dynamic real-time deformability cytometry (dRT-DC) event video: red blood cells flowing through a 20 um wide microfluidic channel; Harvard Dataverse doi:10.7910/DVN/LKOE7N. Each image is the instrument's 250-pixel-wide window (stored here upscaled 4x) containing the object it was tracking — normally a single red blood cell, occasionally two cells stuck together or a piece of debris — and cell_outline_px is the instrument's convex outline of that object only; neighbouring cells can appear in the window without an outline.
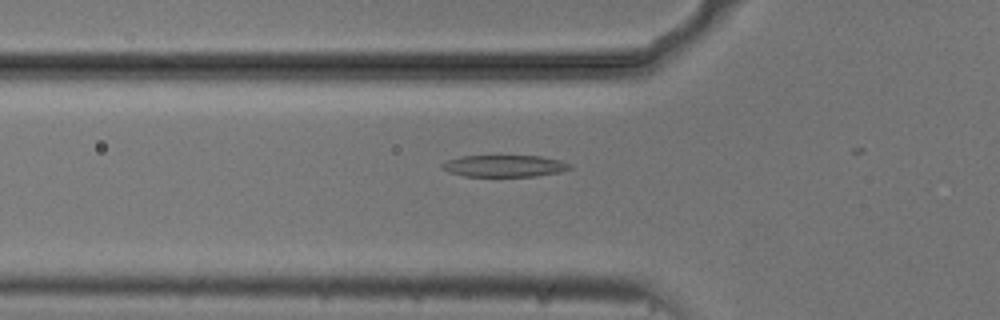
{"species": "common noctule bat (a hibernating species)", "species_latin": "Nyctalus noctula", "temperature_condition": "cold", "stored_images_in_passage": 6, "camera_frame_rate_fps": 3000, "um_per_image_px": 0.085, "animal": {"sex": "male", "body_mass_g": 20.5, "forearm_length_mm": 52.5}, "frame": {"image": 1, "passage_image": 2, "time_ms": 0.333, "image_size_px": [1000, 320], "cell_outline_px": [[572, 168], [560, 172], [536, 176], [464, 176], [448, 172], [440, 168], [440, 164], [448, 160], [460, 156], [540, 156], [560, 160], [572, 164]], "centroid_in_image_um": [42.86, 14.1], "position_along_channel_um": 82.9, "area_um2": 16.3}}
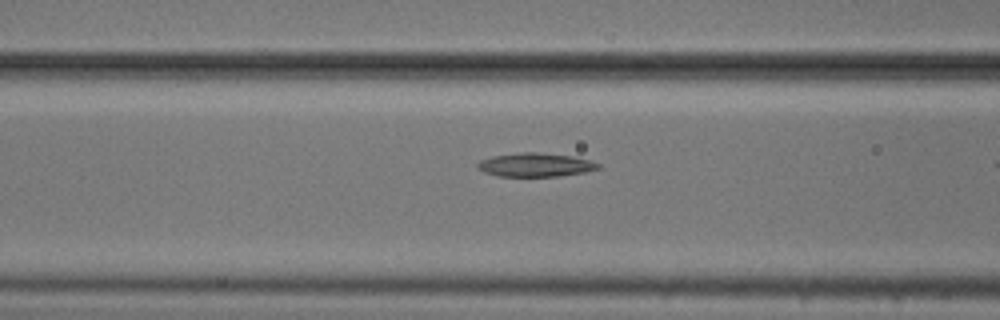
{"frame": {"image": 2, "passage_image": 5, "time_ms": 1.333, "image_size_px": [1000, 320], "cell_outline_px": [[600, 168], [584, 172], [560, 176], [496, 176], [484, 172], [476, 168], [476, 164], [480, 160], [492, 156], [524, 152], [536, 152], [572, 156], [588, 160], [600, 164]], "centroid_in_image_um": [45.47, 14.01], "position_along_channel_um": 121.1, "area_um2": 16.59}}